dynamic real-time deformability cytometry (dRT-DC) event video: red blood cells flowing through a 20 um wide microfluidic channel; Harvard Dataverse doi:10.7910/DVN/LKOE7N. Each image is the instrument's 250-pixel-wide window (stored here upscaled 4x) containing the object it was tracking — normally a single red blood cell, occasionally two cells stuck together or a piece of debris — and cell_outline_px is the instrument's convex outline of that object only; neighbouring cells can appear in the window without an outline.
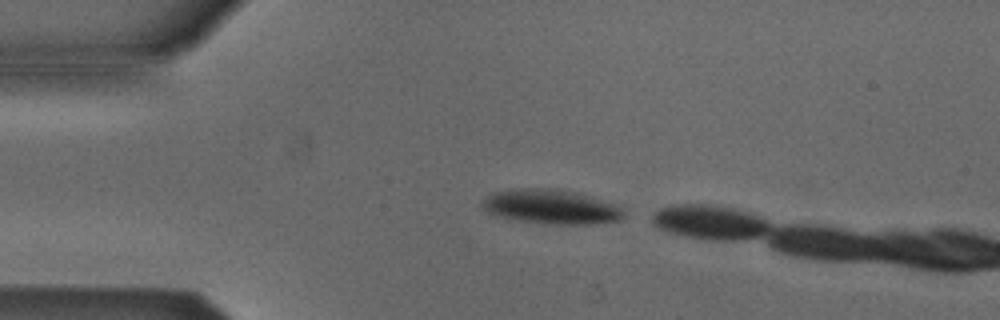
{"species": "Egyptian fruit bat (a non-hibernating species)", "species_latin": "Rousettus aegyptiacus", "temperature_condition": "cold", "stored_images_in_passage": 4, "camera_frame_rate_fps": 3000, "um_per_image_px": 0.085, "animal": {"sex": "male"}, "frame": {"image": 1, "passage_image": 1, "time_ms": 0.0, "image_size_px": [1000, 320], "cell_outline_px": [[624, 216], [620, 220], [588, 224], [544, 224], [508, 220], [496, 216], [488, 212], [480, 204], [480, 200], [492, 192], [520, 188], [548, 188], [576, 192], [592, 196], [620, 204], [624, 208]], "centroid_in_image_um": [46.83, 17.58], "position_along_channel_um": 38.2, "area_um2": 29.13}}